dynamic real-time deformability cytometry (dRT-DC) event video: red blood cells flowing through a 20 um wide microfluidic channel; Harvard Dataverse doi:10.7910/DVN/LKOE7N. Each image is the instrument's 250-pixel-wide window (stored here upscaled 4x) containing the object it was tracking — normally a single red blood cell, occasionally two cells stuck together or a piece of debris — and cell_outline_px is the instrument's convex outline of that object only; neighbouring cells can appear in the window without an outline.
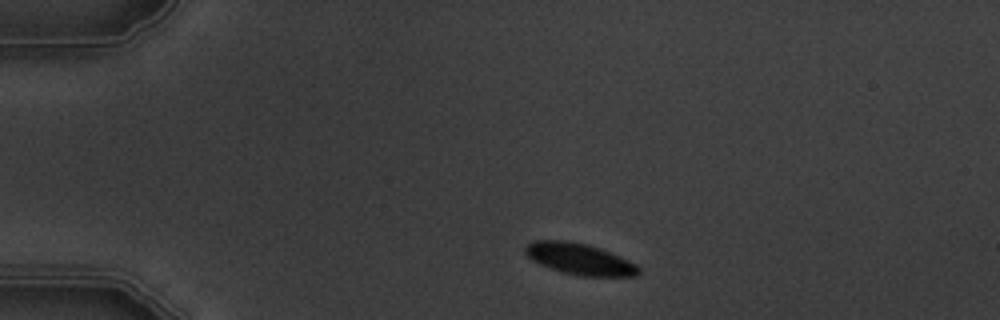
{"species": "common noctule bat (a hibernating species)", "species_latin": "Nyctalus noctula", "temperature_condition": "warm", "stored_images_in_passage": 5, "camera_frame_rate_fps": 3000, "um_per_image_px": 0.085, "animal": {"sex": "male", "body_mass_g": 19.5, "forearm_length_mm": 54.6}, "frame": {"image": 1, "passage_image": 1, "time_ms": 0.0, "image_size_px": [1000, 320], "cell_outline_px": [[640, 272], [636, 276], [580, 276], [560, 272], [540, 264], [532, 260], [524, 252], [524, 244], [532, 240], [564, 240], [588, 244], [600, 248], [628, 260], [636, 264], [640, 268]], "centroid_in_image_um": [49.22, 22.01], "position_along_channel_um": 35.8, "area_um2": 20.87}}
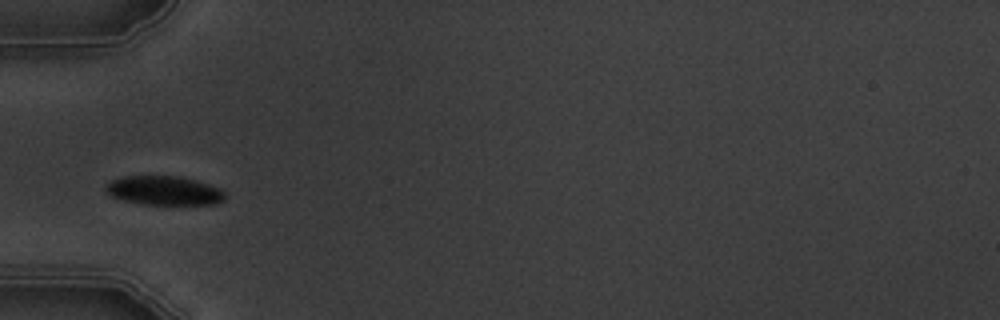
{"frame": {"image": 2, "passage_image": 3, "time_ms": 2.333, "image_size_px": [1000, 320], "cell_outline_px": [[228, 196], [224, 200], [216, 204], [144, 204], [124, 200], [112, 196], [104, 188], [104, 184], [108, 180], [124, 176], [180, 176], [196, 180], [220, 188]], "centroid_in_image_um": [13.95, 16.19], "position_along_channel_um": 71.1, "area_um2": 20.35}}
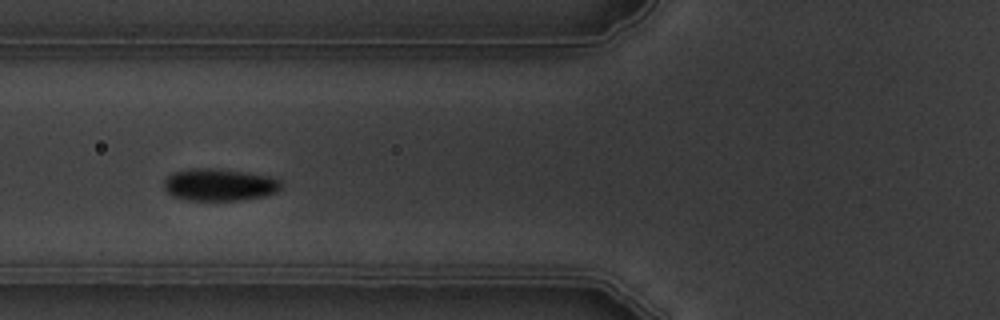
{"frame": {"image": 3, "passage_image": 4, "time_ms": 3.333, "image_size_px": [1000, 320], "cell_outline_px": [[280, 188], [276, 192], [264, 196], [240, 200], [188, 200], [172, 196], [164, 188], [164, 180], [172, 172], [188, 168], [212, 168], [276, 176], [280, 180]], "centroid_in_image_um": [18.64, 15.69], "position_along_channel_um": 107.2, "area_um2": 22.14}}